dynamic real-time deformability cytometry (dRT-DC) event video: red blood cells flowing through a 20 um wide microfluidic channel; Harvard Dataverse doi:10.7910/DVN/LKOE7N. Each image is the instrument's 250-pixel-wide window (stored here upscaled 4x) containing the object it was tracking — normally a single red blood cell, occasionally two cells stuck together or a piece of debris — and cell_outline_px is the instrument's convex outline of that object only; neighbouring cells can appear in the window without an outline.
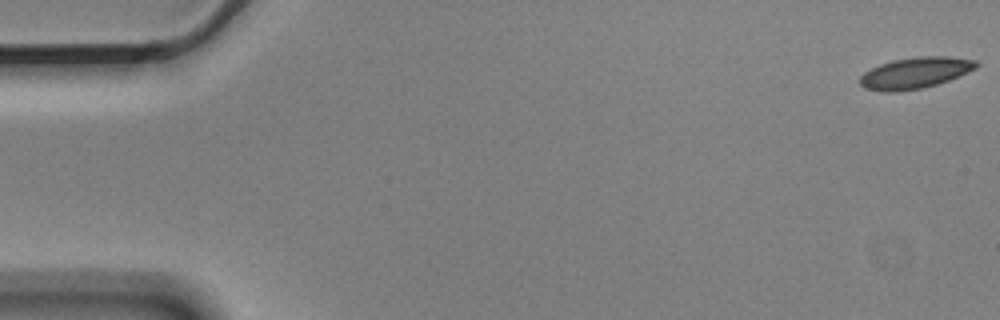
{"species": "Egyptian fruit bat (a non-hibernating species)", "species_latin": "Rousettus aegyptiacus", "temperature_condition": "cold", "stored_images_in_passage": 5, "camera_frame_rate_fps": 3000, "um_per_image_px": 0.085, "animal": {"sex": "male"}, "frame": {"image": 1, "passage_image": 1, "time_ms": 0.0, "image_size_px": [1000, 320], "cell_outline_px": [[980, 64], [976, 68], [948, 80], [924, 88], [896, 92], [880, 92], [864, 88], [860, 84], [860, 76], [864, 72], [880, 64], [892, 60], [916, 56], [948, 56], [976, 60]], "centroid_in_image_um": [77.76, 6.2], "position_along_channel_um": 7.2, "area_um2": 21.27}}
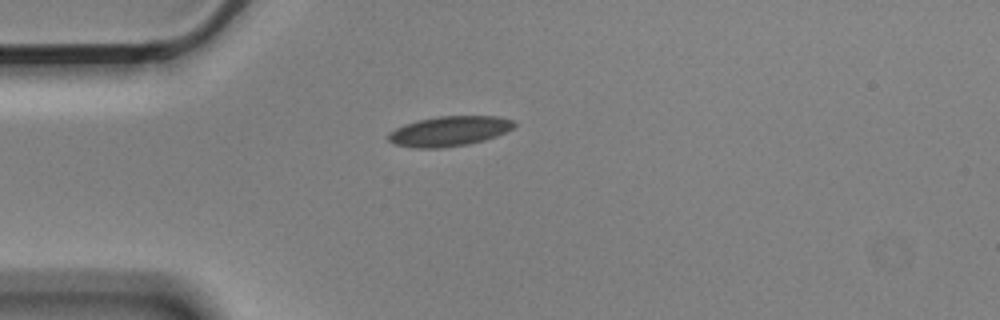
{"frame": {"image": 2, "passage_image": 5, "time_ms": 1.333, "image_size_px": [1000, 320], "cell_outline_px": [[516, 124], [512, 128], [496, 136], [484, 140], [468, 144], [440, 148], [416, 148], [396, 144], [388, 140], [388, 132], [404, 124], [416, 120], [440, 116], [500, 116], [512, 120]], "centroid_in_image_um": [38.17, 11.14], "position_along_channel_um": 46.8, "area_um2": 21.91}}